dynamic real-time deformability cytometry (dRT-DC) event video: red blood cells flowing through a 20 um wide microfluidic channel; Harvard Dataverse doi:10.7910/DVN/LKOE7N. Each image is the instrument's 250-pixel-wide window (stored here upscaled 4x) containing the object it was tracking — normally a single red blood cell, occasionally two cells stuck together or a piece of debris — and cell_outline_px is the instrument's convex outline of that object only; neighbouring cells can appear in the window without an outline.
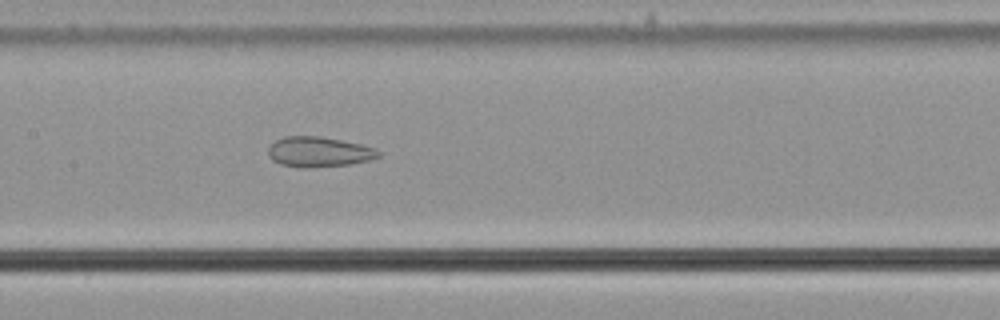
{"species": "common noctule bat (a hibernating species)", "species_latin": "Nyctalus noctula", "temperature_condition": "cold", "stored_images_in_passage": 48, "camera_frame_rate_fps": 3000, "um_per_image_px": 0.085, "animal": {"sex": "male", "body_mass_g": 21.5, "forearm_length_mm": 52.0}, "frame": {"image": 1, "passage_image": 20, "time_ms": 6.333, "image_size_px": [1000, 320], "cell_outline_px": [[380, 156], [368, 160], [348, 164], [308, 168], [300, 168], [280, 164], [272, 160], [268, 156], [268, 148], [276, 140], [284, 136], [320, 136], [360, 144], [376, 148], [380, 152]], "centroid_in_image_um": [27.07, 12.91], "position_along_channel_um": 180.3, "area_um2": 19.36}}
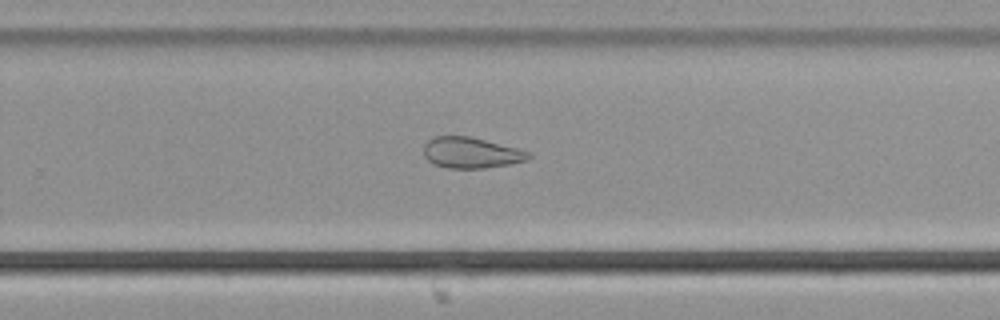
{"frame": {"image": 2, "passage_image": 29, "time_ms": 9.333, "image_size_px": [1000, 320], "cell_outline_px": [[532, 156], [528, 160], [508, 164], [484, 168], [448, 168], [436, 164], [428, 160], [424, 156], [424, 144], [428, 140], [436, 136], [468, 136], [532, 152]], "centroid_in_image_um": [40.05, 12.98], "position_along_channel_um": 289.7, "area_um2": 18.67}}
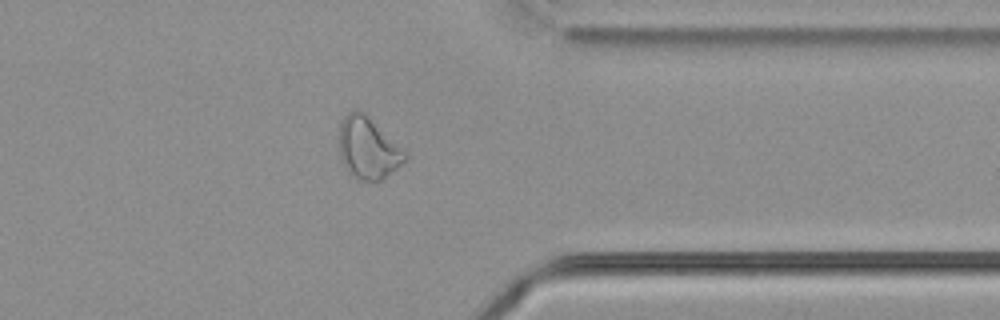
{"frame": {"image": 3, "passage_image": 37, "time_ms": 12.0, "image_size_px": [1000, 320], "cell_outline_px": [[408, 160], [380, 180], [356, 180], [348, 172], [340, 156], [340, 120], [348, 112], [356, 108], [364, 112], [408, 156]], "centroid_in_image_um": [31.25, 12.59], "position_along_channel_um": 380.2, "area_um2": 23.24}, "authors_computed_cell_mechanics": {"area_um2": 23.3512, "velocity_mm_per_s": 3.6702, "shape_relaxation_time_tau1_ms": null, "shape_relaxation_time_tau2_ms": 2.2261, "deformation_change_tau1": null, "deformation_change_tau2": 0.0844}}